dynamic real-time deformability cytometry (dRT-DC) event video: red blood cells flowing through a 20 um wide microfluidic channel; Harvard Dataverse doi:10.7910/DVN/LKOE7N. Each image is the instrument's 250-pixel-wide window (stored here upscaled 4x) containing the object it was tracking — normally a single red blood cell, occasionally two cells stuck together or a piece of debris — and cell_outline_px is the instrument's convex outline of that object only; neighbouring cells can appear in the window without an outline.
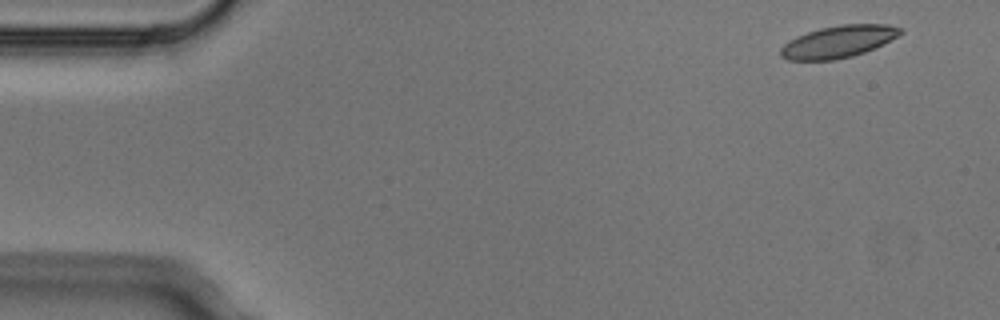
{"species": "Egyptian fruit bat (a non-hibernating species)", "species_latin": "Rousettus aegyptiacus", "temperature_condition": "cold", "stored_images_in_passage": 4, "camera_frame_rate_fps": 3000, "um_per_image_px": 0.085, "animal": {"sex": "male"}, "frame": {"image": 1, "passage_image": 1, "time_ms": 0.0, "image_size_px": [1000, 320], "cell_outline_px": [[904, 32], [864, 52], [852, 56], [836, 60], [788, 60], [780, 56], [780, 48], [788, 40], [796, 36], [820, 28], [840, 24], [888, 24], [904, 28]], "centroid_in_image_um": [71.22, 3.53], "position_along_channel_um": 13.8, "area_um2": 22.31}}
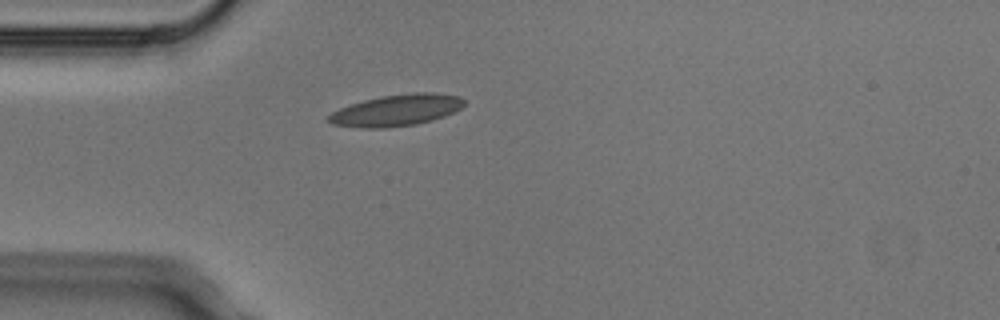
{"frame": {"image": 2, "passage_image": 4, "time_ms": 1.0, "image_size_px": [1000, 320], "cell_outline_px": [[464, 104], [460, 108], [444, 116], [432, 120], [416, 124], [384, 128], [360, 128], [332, 124], [328, 120], [328, 116], [332, 112], [340, 108], [364, 100], [380, 96], [416, 92], [432, 92], [460, 96], [464, 100]], "centroid_in_image_um": [33.7, 9.37], "position_along_channel_um": 51.3, "area_um2": 24.74}}